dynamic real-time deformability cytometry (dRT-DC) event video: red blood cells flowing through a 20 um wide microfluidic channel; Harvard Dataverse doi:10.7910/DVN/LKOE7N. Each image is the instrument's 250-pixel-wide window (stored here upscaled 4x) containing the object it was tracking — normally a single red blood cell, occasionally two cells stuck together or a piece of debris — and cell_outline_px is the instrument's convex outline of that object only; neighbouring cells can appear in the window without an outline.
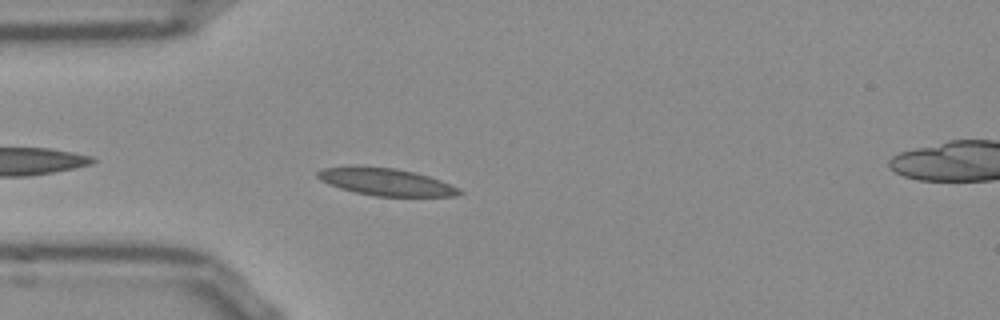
{"species": "Egyptian fruit bat (a non-hibernating species)", "species_latin": "Rousettus aegyptiacus", "temperature_condition": "room temperature", "stored_images_in_passage": 41, "camera_frame_rate_fps": 3000, "um_per_image_px": 0.085, "frame": {"image": 1, "passage_image": 3, "time_ms": 0.667, "image_size_px": [1000, 320], "cell_outline_px": [[464, 192], [456, 196], [376, 196], [356, 192], [340, 188], [328, 184], [320, 180], [316, 176], [316, 172], [324, 168], [352, 164], [396, 168], [428, 176], [440, 180]], "centroid_in_image_um": [32.71, 15.43], "position_along_channel_um": 52.3, "area_um2": 22.66}}
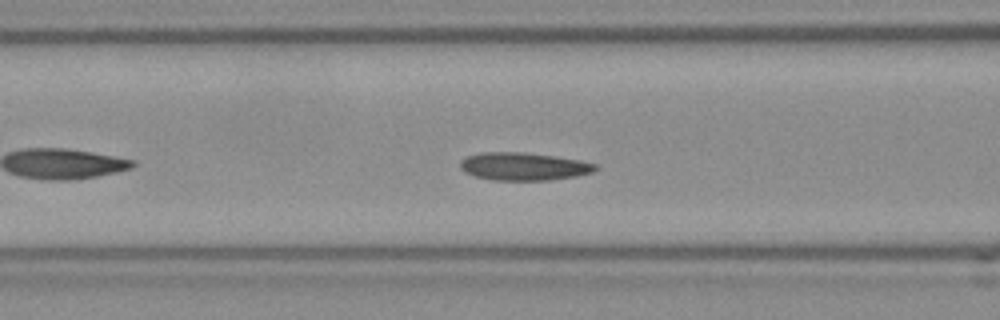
{"frame": {"image": 2, "passage_image": 9, "time_ms": 2.667, "image_size_px": [1000, 320], "cell_outline_px": [[596, 168], [592, 172], [576, 176], [552, 180], [492, 180], [476, 176], [464, 172], [460, 168], [460, 160], [468, 156], [484, 152], [524, 152], [580, 160], [596, 164]], "centroid_in_image_um": [44.49, 14.15], "position_along_channel_um": 122.1, "area_um2": 21.79}}
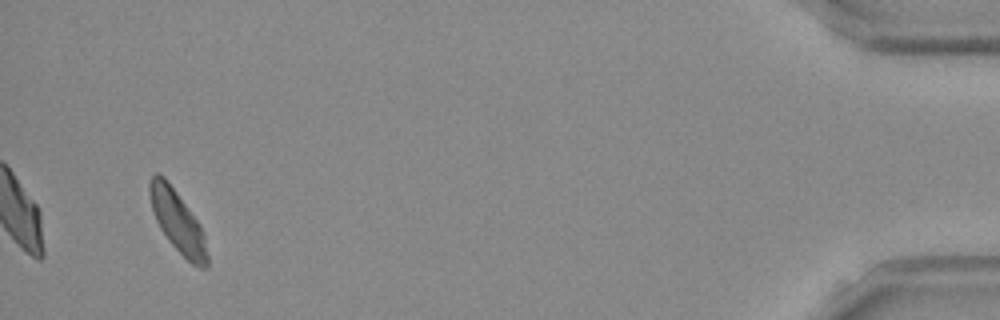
{"frame": {"image": 3, "passage_image": 39, "time_ms": 12.667, "image_size_px": [1000, 320], "cell_outline_px": [[208, 264], [204, 268], [200, 268], [192, 264], [168, 240], [160, 228], [156, 220], [152, 208], [148, 192], [148, 184], [152, 176], [156, 172], [164, 176], [200, 224], [204, 232], [208, 256]], "centroid_in_image_um": [15.09, 18.82], "position_along_channel_um": 420.1, "area_um2": 20.52}, "authors_computed_cell_mechanics": {"area_um2": 20.9814, "velocity_mm_per_s": 3.8061, "shape_relaxation_time_tau1_ms": null, "shape_relaxation_time_tau2_ms": 4.5556, "deformation_change_tau1": null, "deformation_change_tau2": 0.0924}}